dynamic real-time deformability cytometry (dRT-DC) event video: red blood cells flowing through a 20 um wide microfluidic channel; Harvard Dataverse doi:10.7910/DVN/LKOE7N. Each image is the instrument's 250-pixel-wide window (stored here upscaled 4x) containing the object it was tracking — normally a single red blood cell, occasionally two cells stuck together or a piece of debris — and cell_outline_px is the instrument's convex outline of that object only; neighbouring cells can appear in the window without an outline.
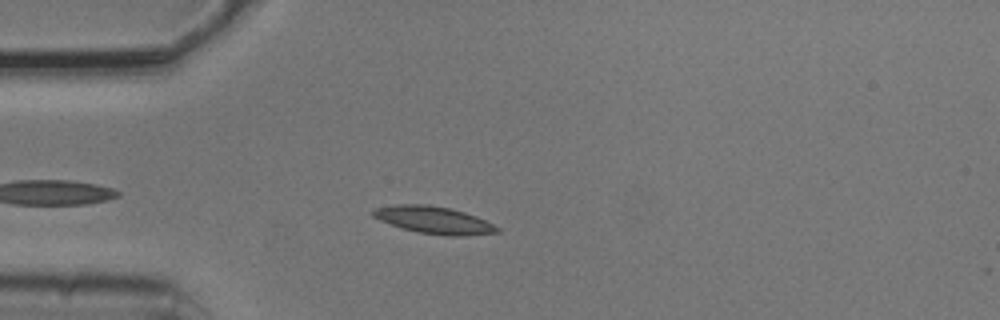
{"species": "common noctule bat (a hibernating species)", "species_latin": "Nyctalus noctula", "temperature_condition": "cold", "stored_images_in_passage": 4, "camera_frame_rate_fps": 3000, "um_per_image_px": 0.085, "animal": {"sex": "male", "body_mass_g": 20.5, "forearm_length_mm": 52.5}, "frame": {"image": 1, "passage_image": 4, "time_ms": 1.0, "image_size_px": [1000, 320], "cell_outline_px": [[500, 232], [464, 236], [452, 236], [416, 232], [380, 220], [372, 216], [372, 212], [376, 208], [396, 204], [428, 204], [452, 208], [476, 216], [500, 228]], "centroid_in_image_um": [36.9, 18.7], "position_along_channel_um": 48.1, "area_um2": 19.59}}